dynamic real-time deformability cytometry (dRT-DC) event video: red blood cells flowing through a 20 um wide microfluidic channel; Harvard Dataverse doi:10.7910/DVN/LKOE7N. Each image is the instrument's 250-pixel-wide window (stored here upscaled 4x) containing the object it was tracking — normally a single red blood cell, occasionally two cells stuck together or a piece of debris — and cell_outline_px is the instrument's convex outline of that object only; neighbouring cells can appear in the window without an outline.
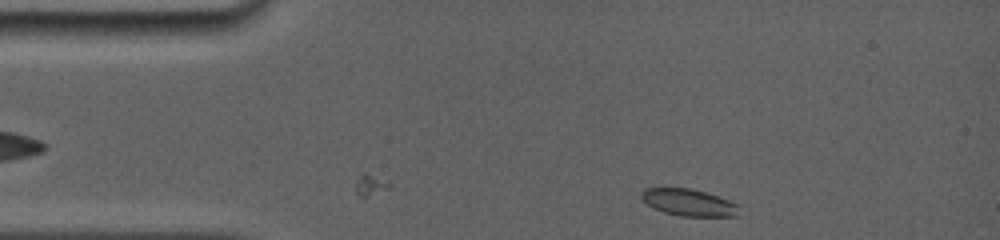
{"species": "common noctule bat (a hibernating species)", "species_latin": "Nyctalus noctula", "temperature_condition": "room temperature", "stored_images_in_passage": 59, "camera_frame_rate_fps": 5000, "um_per_image_px": 0.085, "animal": {"sex": "female", "body_mass_g": 19.0, "forearm_length_mm": 56.7}, "frame": {"image": 1, "passage_image": 2, "time_ms": 0.2, "image_size_px": [1000, 240], "cell_outline_px": [[740, 216], [680, 216], [664, 212], [652, 208], [640, 196], [640, 192], [644, 188], [692, 188], [728, 200], [736, 204]], "centroid_in_image_um": [58.5, 17.21], "position_along_channel_um": 26.5, "area_um2": 15.2}}
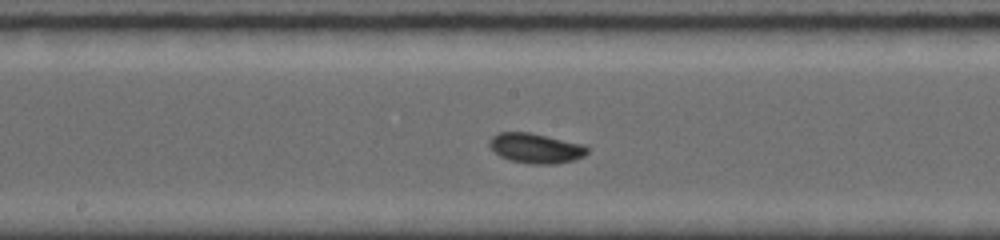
{"frame": {"image": 2, "passage_image": 31, "time_ms": 6.0, "image_size_px": [1000, 240], "cell_outline_px": [[592, 148], [584, 156], [576, 160], [556, 164], [532, 164], [508, 160], [500, 156], [488, 144], [488, 140], [496, 132], [532, 132], [584, 144]], "centroid_in_image_um": [45.58, 12.59], "position_along_channel_um": 202.6, "area_um2": 17.51}}
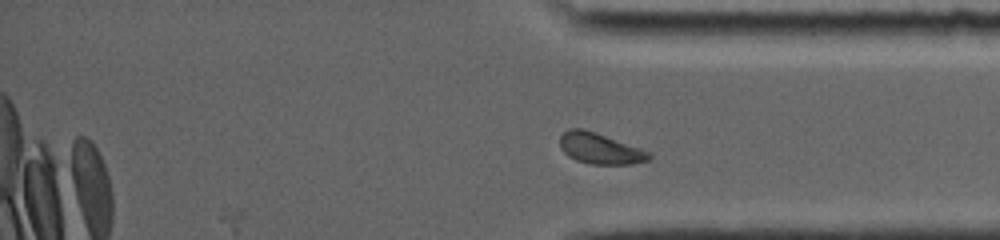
{"frame": {"image": 3, "passage_image": 59, "time_ms": 10.6, "image_size_px": [1000, 240], "cell_outline_px": [[652, 156], [648, 160], [632, 164], [592, 164], [576, 160], [568, 156], [560, 148], [560, 136], [568, 128], [584, 128], [596, 132], [652, 152]], "centroid_in_image_um": [51.0, 12.61], "position_along_channel_um": 384.2, "area_um2": 16.18}}